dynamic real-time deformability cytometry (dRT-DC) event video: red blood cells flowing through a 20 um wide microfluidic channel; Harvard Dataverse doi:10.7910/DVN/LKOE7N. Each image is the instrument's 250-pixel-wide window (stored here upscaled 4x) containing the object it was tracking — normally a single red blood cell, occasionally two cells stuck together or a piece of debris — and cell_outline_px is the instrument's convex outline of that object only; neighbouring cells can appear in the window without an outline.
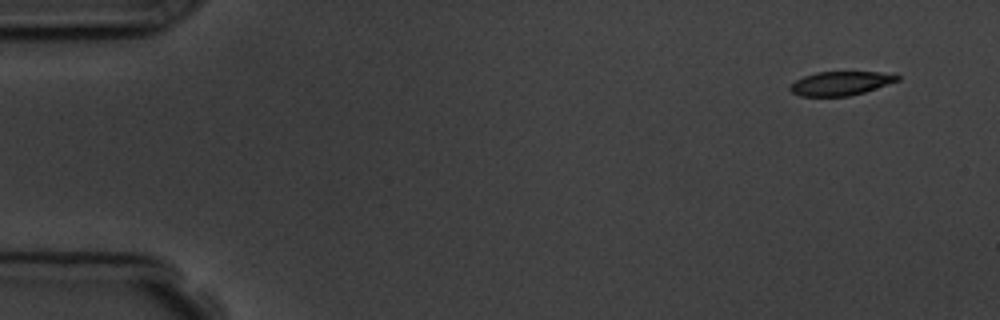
{"species": "common noctule bat (a hibernating species)", "species_latin": "Nyctalus noctula", "temperature_condition": "room temperature", "stored_images_in_passage": 6, "camera_frame_rate_fps": 3000, "um_per_image_px": 0.085, "animal": {"sex": "male", "body_mass_g": 19.5, "forearm_length_mm": 54.6}, "frame": {"image": 1, "passage_image": 1, "time_ms": 0.0, "image_size_px": [1000, 320], "cell_outline_px": [[900, 80], [864, 92], [848, 96], [800, 96], [792, 92], [788, 88], [796, 80], [804, 76], [816, 72], [896, 72], [900, 76]], "centroid_in_image_um": [71.5, 7.07], "position_along_channel_um": 13.5, "area_um2": 15.03}}
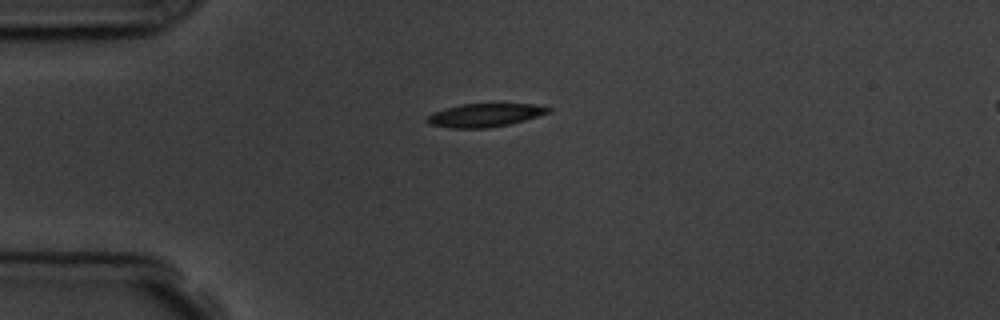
{"frame": {"image": 2, "passage_image": 4, "time_ms": 3.333, "image_size_px": [1000, 320], "cell_outline_px": [[552, 112], [524, 120], [508, 124], [488, 128], [452, 128], [428, 124], [424, 120], [432, 112], [460, 104], [532, 104], [552, 108]], "centroid_in_image_um": [41.19, 9.79], "position_along_channel_um": 43.8, "area_um2": 16.47}}